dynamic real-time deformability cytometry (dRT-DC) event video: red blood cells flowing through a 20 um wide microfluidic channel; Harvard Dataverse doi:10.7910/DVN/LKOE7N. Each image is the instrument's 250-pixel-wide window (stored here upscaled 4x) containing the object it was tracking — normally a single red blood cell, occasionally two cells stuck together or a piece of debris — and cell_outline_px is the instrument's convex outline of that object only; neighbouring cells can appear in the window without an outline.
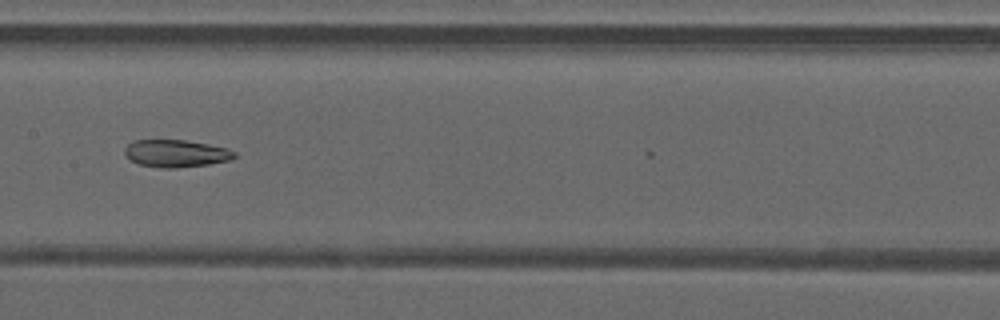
{"species": "common noctule bat (a hibernating species)", "species_latin": "Nyctalus noctula", "temperature_condition": "warm", "stored_images_in_passage": 14, "camera_frame_rate_fps": 3000, "um_per_image_px": 0.085, "animal": {"sex": "male", "forearm_length_mm": 52.5}, "frame": {"image": 1, "passage_image": 13, "time_ms": 4.0, "image_size_px": [1000, 320], "cell_outline_px": [[236, 156], [232, 160], [208, 164], [176, 168], [160, 168], [140, 164], [124, 156], [124, 148], [128, 144], [136, 140], [184, 140], [208, 144], [228, 148], [236, 152]], "centroid_in_image_um": [14.97, 13.04], "position_along_channel_um": 192.4, "area_um2": 17.57}}